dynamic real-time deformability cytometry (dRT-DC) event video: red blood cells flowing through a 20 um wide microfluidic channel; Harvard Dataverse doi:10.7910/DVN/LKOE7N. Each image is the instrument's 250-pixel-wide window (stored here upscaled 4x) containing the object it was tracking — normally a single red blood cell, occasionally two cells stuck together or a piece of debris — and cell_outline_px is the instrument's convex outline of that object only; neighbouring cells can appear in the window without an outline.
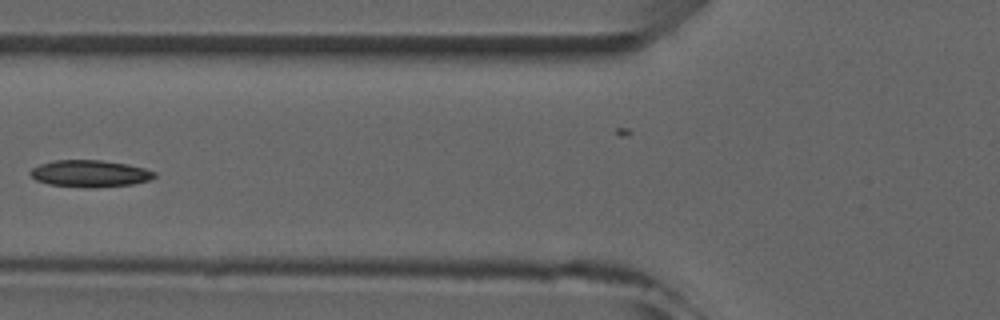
{"species": "common noctule bat (a hibernating species)", "species_latin": "Nyctalus noctula", "temperature_condition": "room temperature", "stored_images_in_passage": 8, "camera_frame_rate_fps": 3000, "um_per_image_px": 0.085, "animal": {"sex": "male", "forearm_length_mm": 52.5}, "frame": {"image": 1, "passage_image": 6, "time_ms": 6.0, "image_size_px": [1000, 320], "cell_outline_px": [[156, 176], [152, 180], [132, 184], [96, 188], [88, 188], [48, 184], [36, 180], [28, 172], [32, 168], [40, 164], [52, 160], [104, 160], [128, 164], [144, 168], [156, 172]], "centroid_in_image_um": [7.66, 14.75], "position_along_channel_um": 118.1, "area_um2": 19.71}}
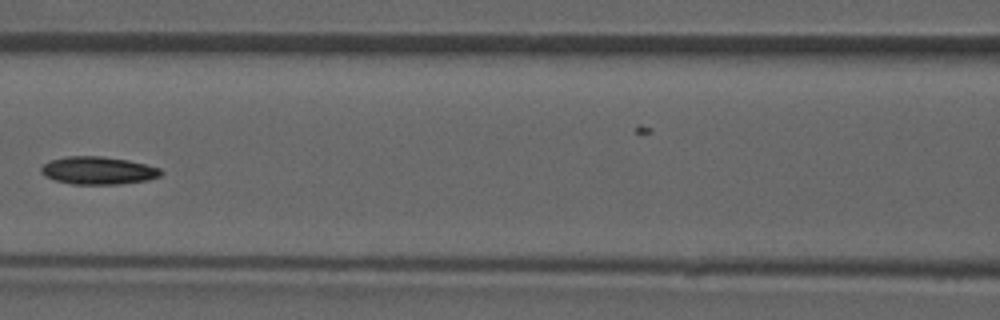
{"frame": {"image": 2, "passage_image": 7, "time_ms": 7.0, "image_size_px": [1000, 320], "cell_outline_px": [[164, 172], [160, 176], [148, 180], [120, 184], [72, 184], [56, 180], [44, 176], [40, 172], [40, 168], [44, 164], [52, 160], [68, 156], [104, 156], [128, 160], [160, 168]], "centroid_in_image_um": [8.35, 14.49], "position_along_channel_um": 158.2, "area_um2": 19.36}}